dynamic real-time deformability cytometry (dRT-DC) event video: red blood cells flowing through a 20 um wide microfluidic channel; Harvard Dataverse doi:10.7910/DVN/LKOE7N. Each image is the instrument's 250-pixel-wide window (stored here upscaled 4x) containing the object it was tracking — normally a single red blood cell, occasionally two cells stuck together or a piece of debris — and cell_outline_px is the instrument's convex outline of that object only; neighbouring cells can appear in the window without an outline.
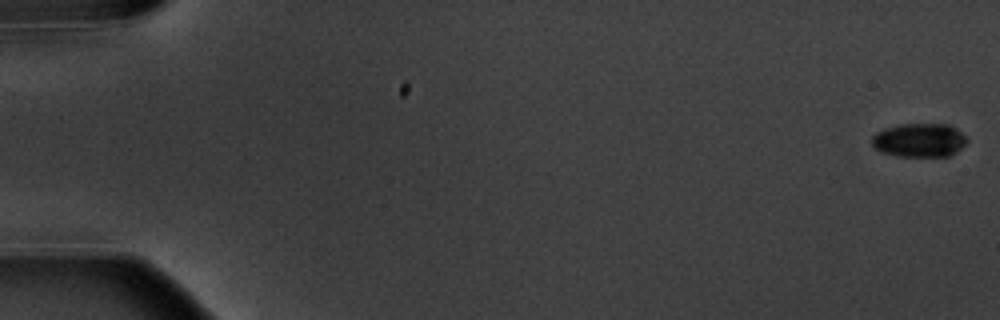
{"species": "common noctule bat (a hibernating species)", "species_latin": "Nyctalus noctula", "temperature_condition": "warm", "stored_images_in_passage": 6, "camera_frame_rate_fps": 3000, "um_per_image_px": 0.085, "animal": {"sex": "male", "body_mass_g": 20.1, "forearm_length_mm": 53.5}, "frame": {"image": 1, "passage_image": 1, "time_ms": 0.0, "image_size_px": [1000, 320], "cell_outline_px": [[968, 140], [952, 156], [896, 156], [880, 152], [872, 144], [872, 136], [876, 132], [884, 128], [900, 124], [948, 124], [956, 128], [968, 136]], "centroid_in_image_um": [78.15, 11.91], "position_along_channel_um": 6.8, "area_um2": 18.9}}